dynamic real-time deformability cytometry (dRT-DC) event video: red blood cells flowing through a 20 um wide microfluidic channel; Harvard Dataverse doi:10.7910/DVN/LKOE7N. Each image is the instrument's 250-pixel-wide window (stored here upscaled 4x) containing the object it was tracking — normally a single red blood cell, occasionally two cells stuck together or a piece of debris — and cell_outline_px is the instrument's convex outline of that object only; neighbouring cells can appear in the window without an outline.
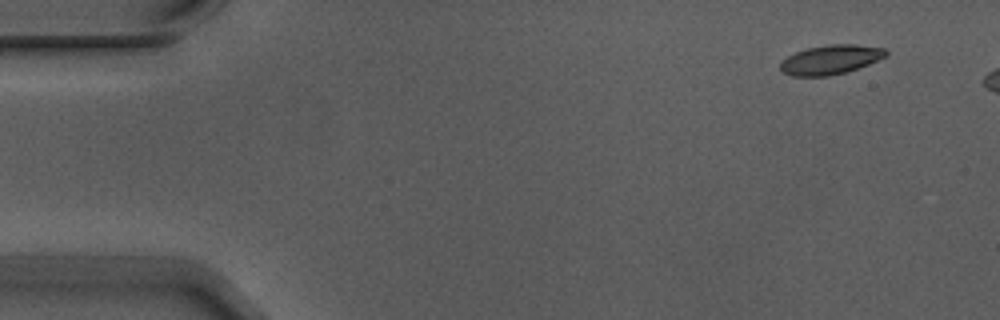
{"species": "Egyptian fruit bat (a non-hibernating species)", "species_latin": "Rousettus aegyptiacus", "temperature_condition": "warm", "stored_images_in_passage": 3, "camera_frame_rate_fps": 3000, "um_per_image_px": 0.085, "animal": {"sex": "male"}, "frame": {"image": 1, "passage_image": 1, "time_ms": 0.0, "image_size_px": [1000, 320], "cell_outline_px": [[888, 56], [848, 72], [828, 76], [792, 76], [784, 72], [780, 68], [780, 64], [788, 56], [796, 52], [808, 48], [832, 44], [856, 44], [884, 48], [888, 52]], "centroid_in_image_um": [70.64, 5.07], "position_along_channel_um": 14.4, "area_um2": 17.98}}